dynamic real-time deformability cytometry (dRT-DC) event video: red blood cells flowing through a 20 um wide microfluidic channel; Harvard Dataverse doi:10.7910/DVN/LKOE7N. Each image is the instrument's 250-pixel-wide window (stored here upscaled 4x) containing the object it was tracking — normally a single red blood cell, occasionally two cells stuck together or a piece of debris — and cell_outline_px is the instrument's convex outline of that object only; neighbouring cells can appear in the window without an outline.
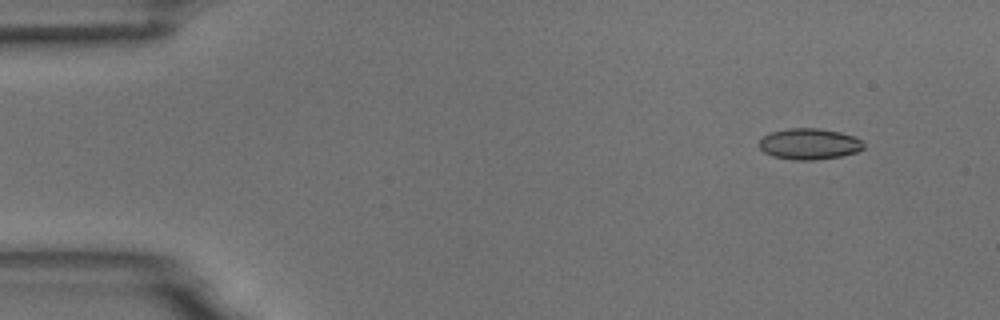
{"species": "common noctule bat (a hibernating species)", "species_latin": "Nyctalus noctula", "temperature_condition": "room temperature", "stored_images_in_passage": 5, "camera_frame_rate_fps": 3000, "um_per_image_px": 0.085, "animal": {"sex": "male", "body_mass_g": 18.8}, "frame": {"image": 1, "passage_image": 2, "time_ms": 1.0, "image_size_px": [1000, 320], "cell_outline_px": [[864, 148], [856, 152], [840, 156], [812, 160], [792, 160], [772, 156], [764, 152], [760, 148], [760, 140], [764, 136], [772, 132], [788, 128], [816, 128], [840, 132], [852, 136], [860, 140], [864, 144]], "centroid_in_image_um": [68.77, 12.24], "position_along_channel_um": 16.2, "area_um2": 18.73}}